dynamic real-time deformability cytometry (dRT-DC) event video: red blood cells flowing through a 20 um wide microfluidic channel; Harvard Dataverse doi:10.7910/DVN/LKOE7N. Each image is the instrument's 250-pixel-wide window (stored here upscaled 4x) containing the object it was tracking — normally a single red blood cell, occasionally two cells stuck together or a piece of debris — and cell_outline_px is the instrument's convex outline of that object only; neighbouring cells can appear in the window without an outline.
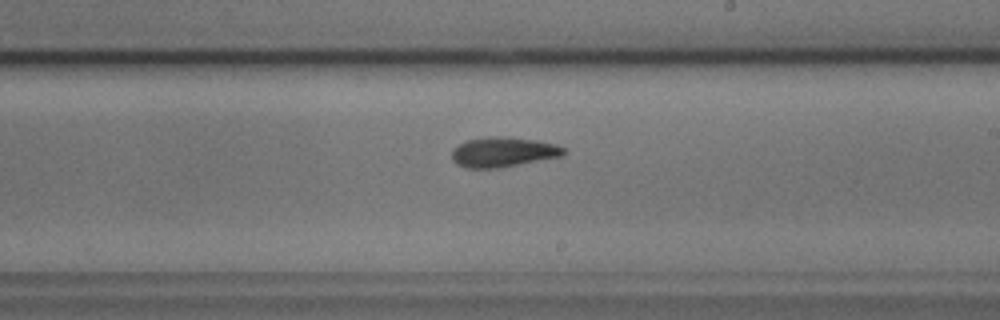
{"species": "common noctule bat (a hibernating species)", "species_latin": "Nyctalus noctula", "temperature_condition": "cold", "stored_images_in_passage": 40, "camera_frame_rate_fps": 3000, "um_per_image_px": 0.085, "animal": {"sex": "male", "body_mass_g": 17.9, "forearm_length_mm": 54.2}, "frame": {"image": 1, "passage_image": 23, "time_ms": 7.333, "image_size_px": [1000, 320], "cell_outline_px": [[568, 152], [564, 156], [496, 168], [468, 168], [456, 164], [452, 160], [452, 148], [468, 140], [496, 136], [536, 140], [556, 144], [564, 148]], "centroid_in_image_um": [42.79, 12.93], "position_along_channel_um": 246.2, "area_um2": 19.36}, "authors_computed_cell_mechanics": {"area_um2": 19.6231, "velocity_mm_per_s": 3.6446, "shape_relaxation_time_tau1_ms": 2.8516, "shape_relaxation_time_tau2_ms": 5.3985, "deformation_change_tau1": 0.1065, "deformation_change_tau2": 0.1201}}